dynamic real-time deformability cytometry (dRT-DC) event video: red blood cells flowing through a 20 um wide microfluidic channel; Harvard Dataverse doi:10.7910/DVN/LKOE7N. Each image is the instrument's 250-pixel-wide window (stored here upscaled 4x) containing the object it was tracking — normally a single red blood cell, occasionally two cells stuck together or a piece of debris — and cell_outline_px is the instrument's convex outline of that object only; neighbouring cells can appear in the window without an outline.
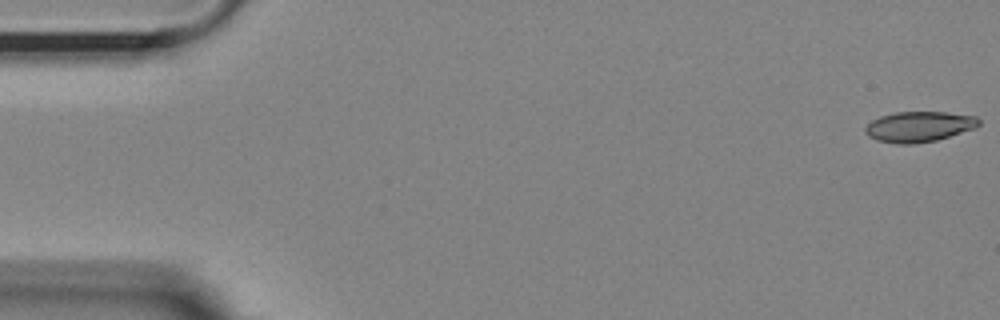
{"species": "Egyptian fruit bat (a non-hibernating species)", "species_latin": "Rousettus aegyptiacus", "temperature_condition": "room temperature", "stored_images_in_passage": 55, "camera_frame_rate_fps": 3000, "um_per_image_px": 0.085, "animal": {"sex": "female"}, "frame": {"image": 1, "passage_image": 1, "time_ms": 0.0, "image_size_px": [1000, 320], "cell_outline_px": [[980, 124], [976, 128], [936, 140], [912, 144], [896, 144], [876, 140], [868, 136], [864, 132], [864, 128], [872, 120], [880, 116], [896, 112], [948, 112], [976, 116], [980, 120]], "centroid_in_image_um": [78.11, 10.76], "position_along_channel_um": 6.9, "area_um2": 20.29}}
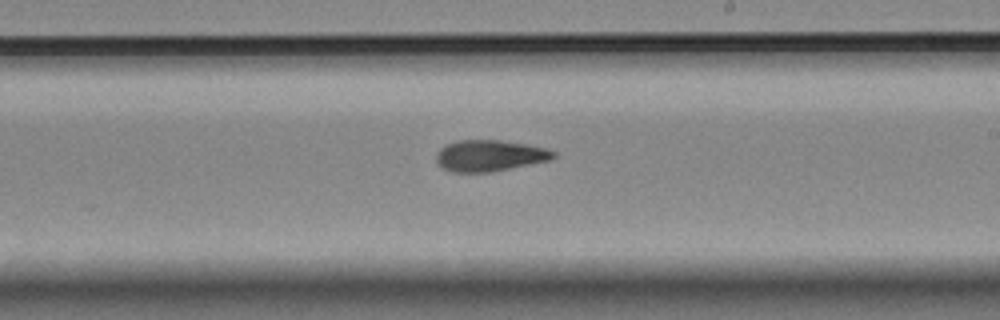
{"frame": {"image": 2, "passage_image": 32, "time_ms": 10.333, "image_size_px": [1000, 320], "cell_outline_px": [[556, 156], [552, 160], [492, 172], [452, 172], [444, 168], [436, 160], [436, 152], [440, 148], [456, 140], [500, 140], [524, 144], [544, 148], [556, 152]], "centroid_in_image_um": [41.63, 13.23], "position_along_channel_um": 247.4, "area_um2": 21.33}}
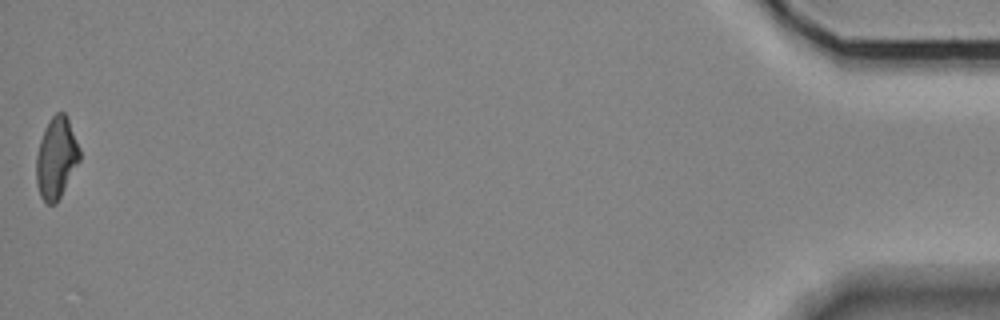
{"frame": {"image": 3, "passage_image": 55, "time_ms": 18.0, "image_size_px": [1000, 320], "cell_outline_px": [[80, 160], [56, 204], [48, 204], [40, 196], [36, 184], [36, 156], [40, 140], [44, 128], [48, 120], [56, 112], [64, 112], [68, 120], [80, 148]], "centroid_in_image_um": [4.77, 13.42], "position_along_channel_um": 430.4, "area_um2": 20.52}, "authors_computed_cell_mechanics": {"area_um2": 21.0392, "velocity_mm_per_s": 3.627, "shape_relaxation_time_tau1_ms": 8.7985, "shape_relaxation_time_tau2_ms": 5.3833, "deformation_change_tau1": 0.1983, "deformation_change_tau2": 0.1228}}